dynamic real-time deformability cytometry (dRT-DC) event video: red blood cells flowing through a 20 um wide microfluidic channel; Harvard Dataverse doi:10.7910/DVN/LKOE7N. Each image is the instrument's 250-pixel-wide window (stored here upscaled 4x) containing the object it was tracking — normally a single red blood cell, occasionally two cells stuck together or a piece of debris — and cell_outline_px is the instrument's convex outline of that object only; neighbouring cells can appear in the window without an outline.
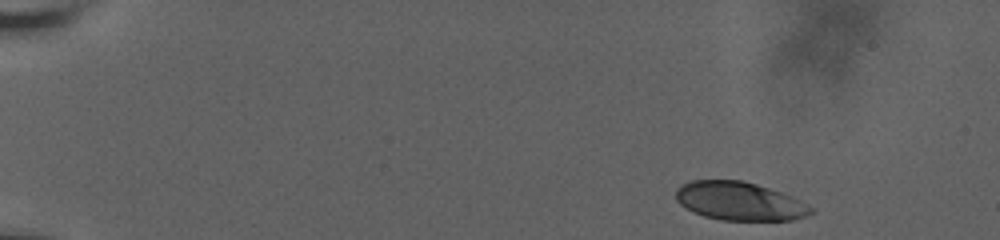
{"species": "human", "species_latin": "Homo sapiens", "temperature_condition": "room temperature", "stored_images_in_passage": 9, "camera_frame_rate_fps": 3000, "um_per_image_px": 0.085, "donor": {"sex": "male"}, "frame": {"image": 1, "passage_image": 1, "time_ms": 0.0, "image_size_px": [1000, 240], "cell_outline_px": [[816, 208], [808, 216], [792, 220], [724, 220], [704, 216], [680, 204], [676, 200], [676, 188], [692, 180], [744, 180], [792, 196]], "centroid_in_image_um": [62.9, 17.1], "position_along_channel_um": 22.1, "area_um2": 30.17}}
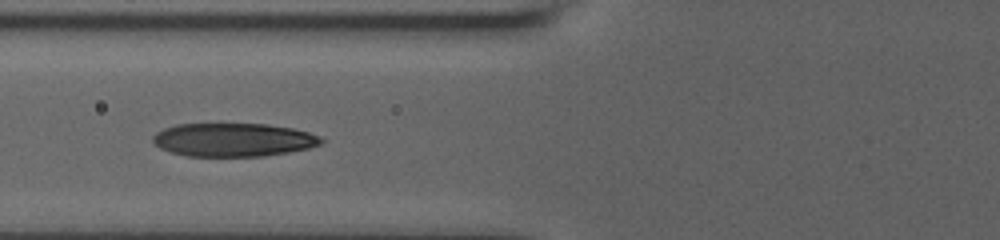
{"frame": {"image": 2, "passage_image": 7, "time_ms": 6.0, "image_size_px": [1000, 240], "cell_outline_px": [[324, 140], [320, 144], [308, 148], [288, 152], [264, 156], [188, 156], [172, 152], [160, 148], [152, 140], [152, 136], [156, 132], [164, 128], [176, 124], [268, 124], [292, 128], [308, 132]], "centroid_in_image_um": [19.8, 11.88], "position_along_channel_um": 106.0, "area_um2": 32.6}}
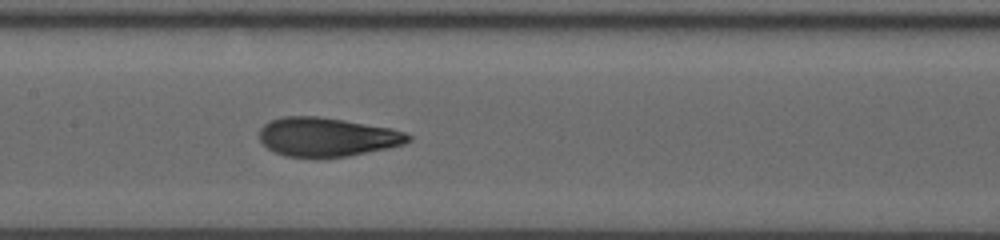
{"frame": {"image": 3, "passage_image": 9, "time_ms": 8.0, "image_size_px": [1000, 240], "cell_outline_px": [[412, 140], [404, 144], [388, 148], [348, 156], [316, 160], [284, 156], [268, 148], [260, 140], [260, 128], [268, 120], [284, 116], [316, 116], [344, 120], [392, 128], [404, 132], [412, 136]], "centroid_in_image_um": [27.78, 11.67], "position_along_channel_um": 179.6, "area_um2": 34.45}}